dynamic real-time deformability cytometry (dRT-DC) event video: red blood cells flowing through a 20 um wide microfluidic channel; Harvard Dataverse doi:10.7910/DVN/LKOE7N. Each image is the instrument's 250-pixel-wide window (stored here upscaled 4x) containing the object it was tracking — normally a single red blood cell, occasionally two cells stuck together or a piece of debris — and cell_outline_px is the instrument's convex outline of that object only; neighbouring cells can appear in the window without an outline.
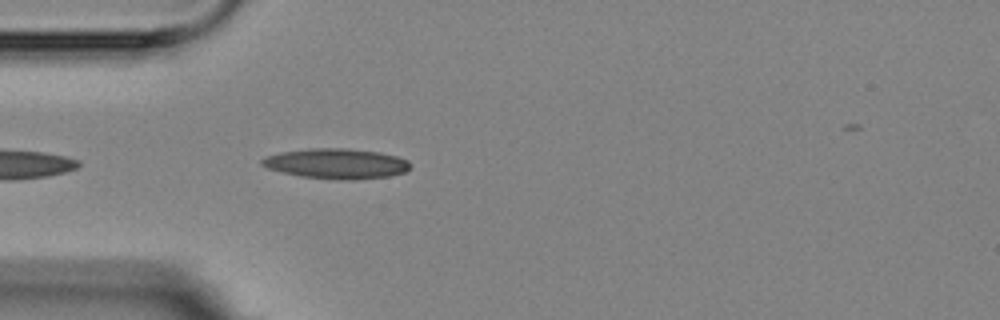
{"species": "Egyptian fruit bat (a non-hibernating species)", "species_latin": "Rousettus aegyptiacus", "temperature_condition": "room temperature", "stored_images_in_passage": 3, "camera_frame_rate_fps": 3000, "um_per_image_px": 0.085, "animal": {"sex": "female"}, "frame": {"image": 1, "passage_image": 3, "time_ms": 3.333, "image_size_px": [1000, 320], "cell_outline_px": [[408, 168], [404, 172], [388, 176], [352, 180], [336, 180], [300, 176], [268, 168], [260, 164], [260, 160], [268, 156], [280, 152], [312, 148], [344, 148], [380, 152], [396, 156], [408, 160]], "centroid_in_image_um": [28.58, 13.91], "position_along_channel_um": 56.4, "area_um2": 25.89}}